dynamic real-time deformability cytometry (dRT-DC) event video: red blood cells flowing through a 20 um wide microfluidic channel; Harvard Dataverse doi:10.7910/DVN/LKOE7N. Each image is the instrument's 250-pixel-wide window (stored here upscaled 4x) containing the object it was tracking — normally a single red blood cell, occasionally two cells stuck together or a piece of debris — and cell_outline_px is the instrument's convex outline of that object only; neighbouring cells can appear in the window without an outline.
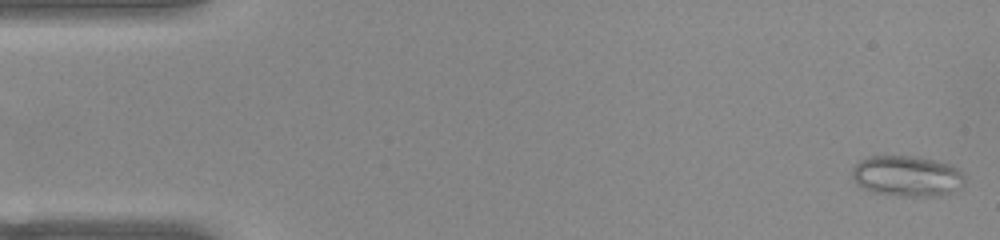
{"species": "common noctule bat (a hibernating species)", "species_latin": "Nyctalus noctula", "temperature_condition": "warm", "stored_images_in_passage": 51, "camera_frame_rate_fps": 3000, "um_per_image_px": 0.085, "animal": {"sex": "female", "body_mass_g": 22.0, "forearm_length_mm": 56.7}, "frame": {"image": 1, "passage_image": 1, "time_ms": 0.0, "image_size_px": [1000, 240], "cell_outline_px": [[964, 180], [960, 188], [940, 196], [900, 196], [872, 192], [856, 184], [852, 176], [852, 168], [860, 160], [868, 156], [916, 156], [936, 160], [948, 164], [956, 168], [964, 176]], "centroid_in_image_um": [77.07, 14.96], "position_along_channel_um": 7.9, "area_um2": 26.76}}
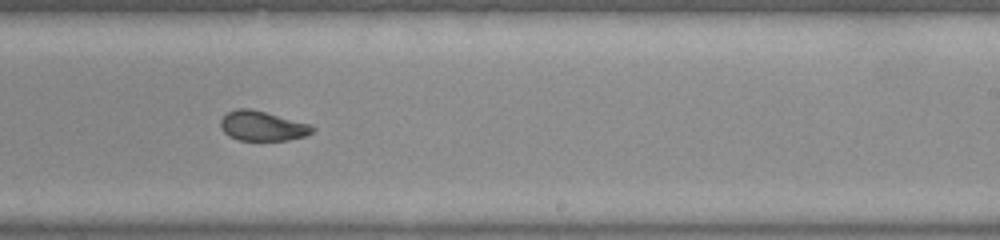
{"frame": {"image": 2, "passage_image": 31, "time_ms": 10.0, "image_size_px": [1000, 240], "cell_outline_px": [[316, 128], [312, 132], [304, 136], [288, 140], [236, 140], [228, 136], [220, 128], [220, 120], [228, 112], [236, 108], [252, 108], [312, 124]], "centroid_in_image_um": [22.3, 10.7], "position_along_channel_um": 266.7, "area_um2": 16.18}}
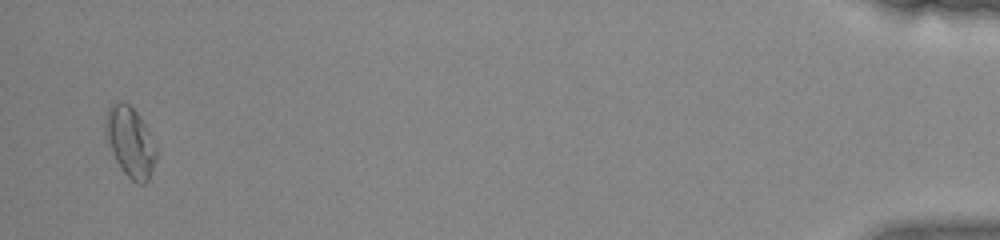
{"frame": {"image": 3, "passage_image": 50, "time_ms": 16.333, "image_size_px": [1000, 240], "cell_outline_px": [[156, 160], [148, 180], [144, 184], [136, 184], [120, 168], [116, 160], [104, 132], [104, 120], [108, 108], [112, 104], [120, 100], [124, 100], [136, 112], [144, 124], [156, 144]], "centroid_in_image_um": [11.06, 12.06], "position_along_channel_um": 424.1, "area_um2": 20.69}, "authors_computed_cell_mechanics": {"area_um2": 17.5712, "velocity_mm_per_s": 3.9164, "shape_relaxation_time_tau1_ms": null, "shape_relaxation_time_tau2_ms": 1.2718, "deformation_change_tau1": null, "deformation_change_tau2": 0.0739}}